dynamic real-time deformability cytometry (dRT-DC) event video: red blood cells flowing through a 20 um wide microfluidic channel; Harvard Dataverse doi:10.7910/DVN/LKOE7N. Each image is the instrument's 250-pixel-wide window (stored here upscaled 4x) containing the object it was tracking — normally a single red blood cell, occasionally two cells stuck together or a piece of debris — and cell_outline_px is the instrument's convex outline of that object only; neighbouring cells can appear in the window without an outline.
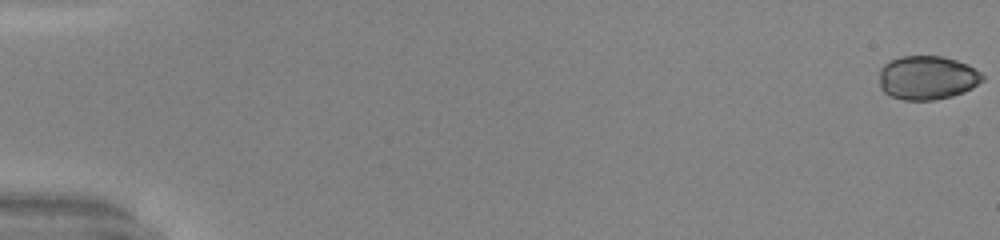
{"species": "common noctule bat (a hibernating species)", "species_latin": "Nyctalus noctula", "temperature_condition": "warm", "stored_images_in_passage": 52, "camera_frame_rate_fps": 3000, "um_per_image_px": 0.085, "animal": {"sex": "male", "body_mass_g": 20.0, "forearm_length_mm": 53.3}, "frame": {"image": 1, "passage_image": 1, "time_ms": 0.0, "image_size_px": [1000, 240], "cell_outline_px": [[984, 80], [972, 88], [964, 92], [952, 96], [936, 100], [904, 100], [892, 96], [884, 92], [880, 88], [880, 68], [888, 60], [900, 56], [940, 56], [956, 60], [968, 64], [980, 72], [984, 76]], "centroid_in_image_um": [78.81, 6.6], "position_along_channel_um": 6.2, "area_um2": 26.59}}
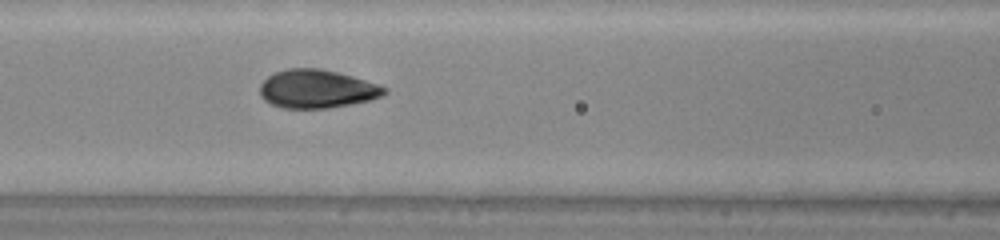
{"frame": {"image": 2, "passage_image": 24, "time_ms": 7.667, "image_size_px": [1000, 240], "cell_outline_px": [[388, 92], [380, 96], [368, 100], [328, 108], [280, 108], [264, 100], [260, 96], [260, 84], [268, 76], [276, 72], [288, 68], [320, 68], [352, 76], [388, 88]], "centroid_in_image_um": [26.89, 7.56], "position_along_channel_um": 139.7, "area_um2": 27.63}}
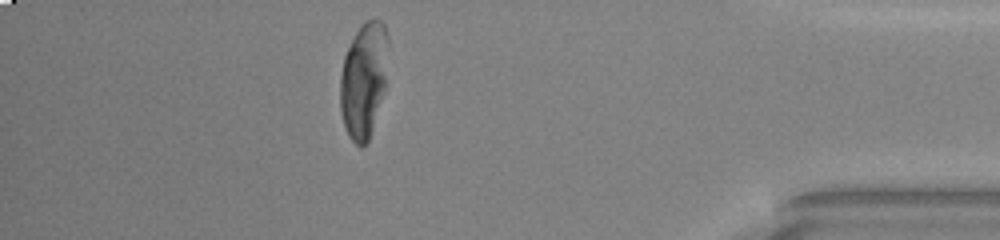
{"frame": {"image": 3, "passage_image": 46, "time_ms": 15.0, "image_size_px": [1000, 240], "cell_outline_px": [[388, 44], [384, 92], [368, 140], [364, 148], [360, 148], [348, 136], [344, 128], [340, 112], [340, 76], [344, 56], [360, 24], [364, 20], [372, 16], [376, 16], [384, 24], [388, 36]], "centroid_in_image_um": [30.9, 6.76], "position_along_channel_um": 404.3, "area_um2": 32.71}, "authors_computed_cell_mechanics": {"area_um2": 28.2353, "velocity_mm_per_s": 4.1438, "shape_relaxation_time_tau1_ms": 2.8215, "shape_relaxation_time_tau2_ms": null, "deformation_change_tau1": 0.1673, "deformation_change_tau2": null}}